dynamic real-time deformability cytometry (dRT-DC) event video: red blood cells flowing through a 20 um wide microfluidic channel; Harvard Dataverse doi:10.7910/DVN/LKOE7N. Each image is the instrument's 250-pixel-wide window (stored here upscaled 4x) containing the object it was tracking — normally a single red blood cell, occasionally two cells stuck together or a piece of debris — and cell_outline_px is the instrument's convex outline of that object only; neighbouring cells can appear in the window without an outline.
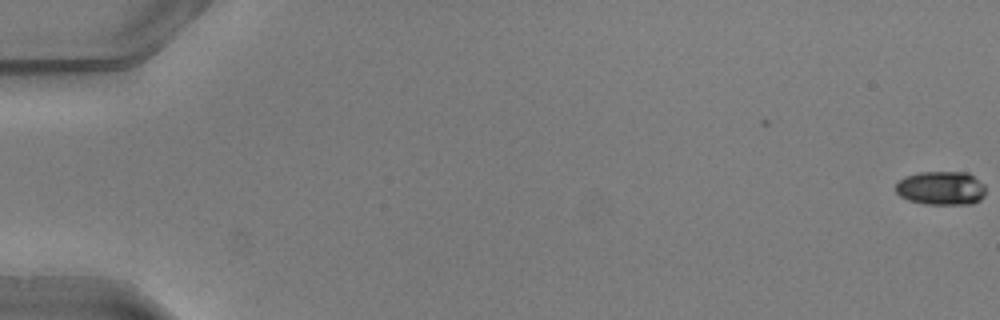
{"species": "common noctule bat (a hibernating species)", "species_latin": "Nyctalus noctula", "temperature_condition": "warm", "stored_images_in_passage": 3, "camera_frame_rate_fps": 3000, "um_per_image_px": 0.085, "animal": {"sex": "male", "body_mass_g": 20.5, "forearm_length_mm": 52.5}, "frame": {"image": 1, "passage_image": 3, "time_ms": 0.667, "image_size_px": [1000, 320], "cell_outline_px": [[984, 196], [980, 200], [972, 204], [924, 204], [908, 200], [900, 196], [896, 192], [896, 184], [904, 176], [920, 172], [968, 172], [984, 184]], "centroid_in_image_um": [79.99, 15.99], "position_along_channel_um": 5.0, "area_um2": 17.8}}